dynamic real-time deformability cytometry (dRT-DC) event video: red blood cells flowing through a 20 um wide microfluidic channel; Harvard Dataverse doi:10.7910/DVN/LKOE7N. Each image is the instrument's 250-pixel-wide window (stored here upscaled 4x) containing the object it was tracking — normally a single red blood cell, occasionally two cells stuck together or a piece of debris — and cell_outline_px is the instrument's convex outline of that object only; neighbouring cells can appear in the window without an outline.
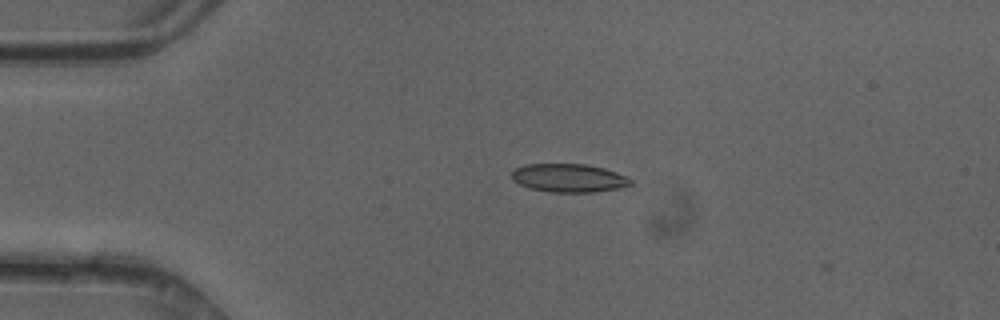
{"species": "common noctule bat (a hibernating species)", "species_latin": "Nyctalus noctula", "temperature_condition": "cold", "stored_images_in_passage": 5, "camera_frame_rate_fps": 3000, "um_per_image_px": 0.085, "animal": {"sex": "female"}, "frame": {"image": 1, "passage_image": 2, "time_ms": 0.333, "image_size_px": [1000, 320], "cell_outline_px": [[632, 184], [616, 188], [592, 192], [548, 192], [532, 188], [520, 184], [512, 180], [512, 172], [516, 168], [524, 164], [584, 164], [604, 168], [616, 172], [632, 180]], "centroid_in_image_um": [48.32, 15.12], "position_along_channel_um": 36.7, "area_um2": 19.42}}